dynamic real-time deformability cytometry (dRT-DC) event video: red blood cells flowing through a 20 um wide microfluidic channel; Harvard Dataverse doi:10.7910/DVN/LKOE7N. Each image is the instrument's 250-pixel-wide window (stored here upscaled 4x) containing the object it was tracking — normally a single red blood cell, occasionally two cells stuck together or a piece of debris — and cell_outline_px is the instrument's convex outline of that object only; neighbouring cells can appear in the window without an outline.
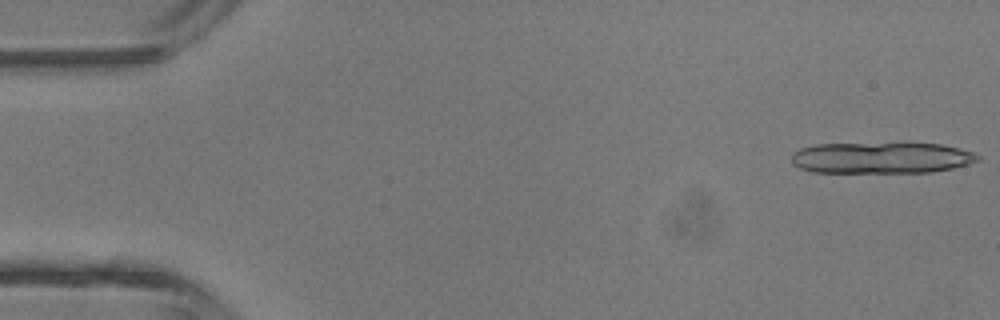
{"species": "common noctule bat (a hibernating species)", "species_latin": "Nyctalus noctula", "temperature_condition": "room temperature", "stored_images_in_passage": 4, "camera_frame_rate_fps": 3000, "um_per_image_px": 0.085, "animal": {"sex": "male", "body_mass_g": 13.3}, "frame": {"image": 1, "passage_image": 1, "time_ms": 0.0, "image_size_px": [1000, 320], "cell_outline_px": [[980, 160], [968, 164], [952, 168], [932, 172], [812, 172], [800, 168], [792, 164], [792, 156], [800, 148], [816, 144], [908, 140], [940, 144], [960, 148], [972, 152], [980, 156]], "centroid_in_image_um": [74.95, 13.36], "position_along_channel_um": 10.0, "area_um2": 35.37}}